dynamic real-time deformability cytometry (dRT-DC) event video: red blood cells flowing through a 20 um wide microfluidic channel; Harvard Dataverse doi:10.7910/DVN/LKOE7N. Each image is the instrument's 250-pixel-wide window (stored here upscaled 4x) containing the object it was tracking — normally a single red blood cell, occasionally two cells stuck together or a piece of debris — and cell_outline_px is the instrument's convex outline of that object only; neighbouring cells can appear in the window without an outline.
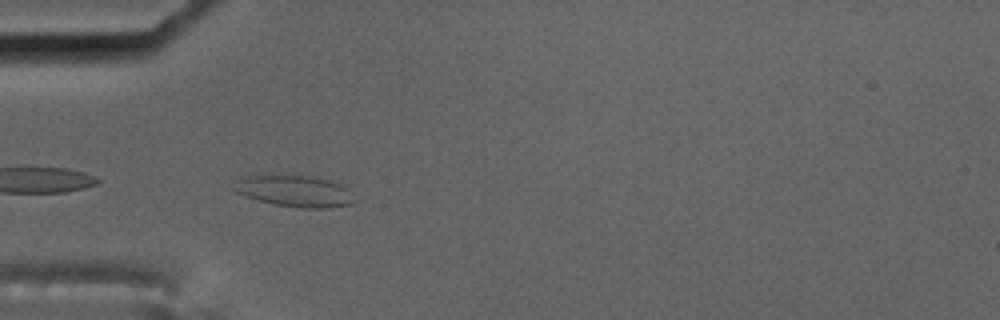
{"species": "common noctule bat (a hibernating species)", "species_latin": "Nyctalus noctula", "temperature_condition": "cold", "stored_images_in_passage": 4, "camera_frame_rate_fps": 3000, "um_per_image_px": 0.085, "animal": {"sex": "male", "body_mass_g": 17.5, "forearm_length_mm": 52.3}, "frame": {"image": 1, "passage_image": 2, "time_ms": 0.333, "image_size_px": [1000, 320], "cell_outline_px": [[356, 200], [352, 204], [324, 208], [300, 208], [272, 204], [244, 196], [236, 192], [232, 188], [240, 176], [252, 172], [268, 172], [312, 176], [332, 180], [348, 188]], "centroid_in_image_um": [24.95, 16.17], "position_along_channel_um": 60.1, "area_um2": 23.41}}